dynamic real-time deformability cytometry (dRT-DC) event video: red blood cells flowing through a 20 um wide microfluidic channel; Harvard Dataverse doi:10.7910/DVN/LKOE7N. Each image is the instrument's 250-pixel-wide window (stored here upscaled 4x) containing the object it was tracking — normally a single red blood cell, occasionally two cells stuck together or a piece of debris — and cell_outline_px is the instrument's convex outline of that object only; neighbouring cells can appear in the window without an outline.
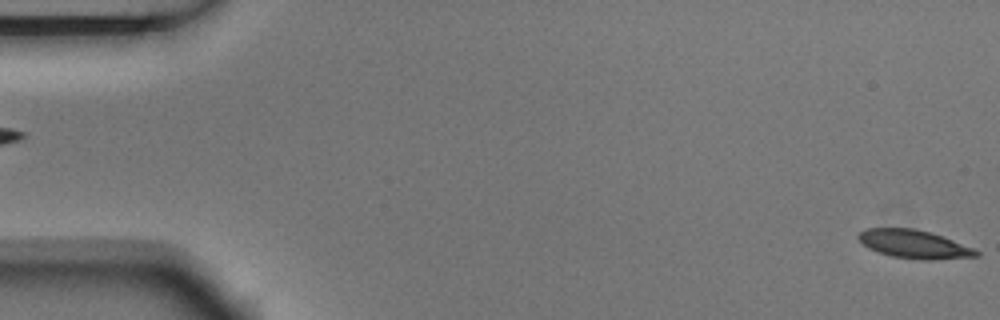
{"species": "Egyptian fruit bat (a non-hibernating species)", "species_latin": "Rousettus aegyptiacus", "temperature_condition": "room temperature", "stored_images_in_passage": 3, "segment_of_instrument_passage": [2, 2], "camera_frame_rate_fps": 3000, "um_per_image_px": 0.085, "animal": {"sex": "male"}, "frame": {"image": 1, "passage_image": 3, "time_ms": 0.667, "image_size_px": [1000, 320], "cell_outline_px": [[980, 256], [928, 260], [920, 260], [892, 256], [868, 248], [856, 236], [864, 228], [912, 228], [928, 232], [952, 240], [972, 248], [980, 252]], "centroid_in_image_um": [77.67, 20.76], "position_along_channel_um": 7.3, "area_um2": 19.13}}